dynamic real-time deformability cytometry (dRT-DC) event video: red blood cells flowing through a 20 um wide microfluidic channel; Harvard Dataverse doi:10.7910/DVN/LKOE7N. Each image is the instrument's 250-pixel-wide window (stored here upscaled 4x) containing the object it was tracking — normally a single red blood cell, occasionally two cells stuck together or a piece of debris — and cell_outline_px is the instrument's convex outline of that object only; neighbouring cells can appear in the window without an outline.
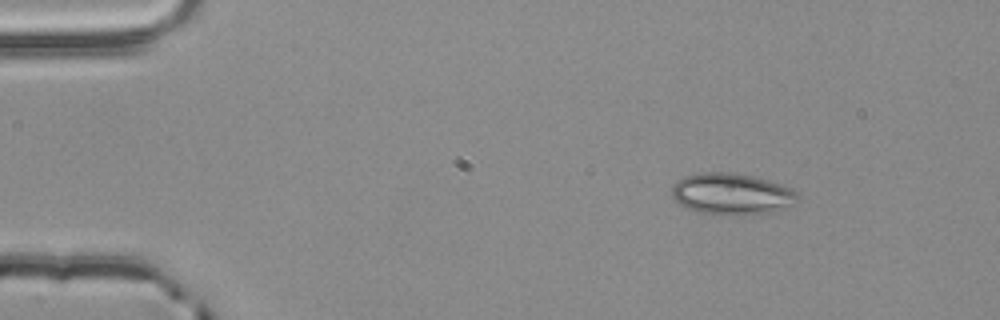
{"species": "common noctule bat (a hibernating species)", "species_latin": "Nyctalus noctula", "temperature_condition": "room temperature", "stored_images_in_passage": 3, "camera_frame_rate_fps": 3000, "um_per_image_px": 0.085, "animal": {"sex": "male", "body_mass_g": 20.4}, "frame": {"image": 1, "passage_image": 1, "time_ms": 0.0, "image_size_px": [1000, 320], "cell_outline_px": [[800, 200], [796, 204], [768, 212], [744, 216], [712, 216], [696, 212], [684, 208], [672, 196], [672, 184], [676, 180], [684, 176], [700, 172], [736, 172], [768, 180], [792, 188], [800, 196]], "centroid_in_image_um": [62.17, 16.51], "position_along_channel_um": 22.8, "area_um2": 31.33}}